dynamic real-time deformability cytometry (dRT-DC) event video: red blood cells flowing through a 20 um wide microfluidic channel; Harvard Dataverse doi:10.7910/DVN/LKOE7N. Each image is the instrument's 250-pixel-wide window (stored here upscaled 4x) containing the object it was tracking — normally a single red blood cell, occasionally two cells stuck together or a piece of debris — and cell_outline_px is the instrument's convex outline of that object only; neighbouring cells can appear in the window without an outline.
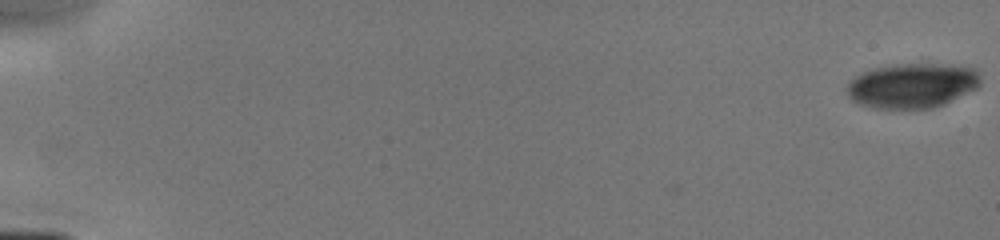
{"species": "human", "species_latin": "Homo sapiens", "temperature_condition": "cold", "stored_images_in_passage": 50, "camera_frame_rate_fps": 3000, "um_per_image_px": 0.085, "donor": {"sex": "male"}, "frame": {"image": 1, "passage_image": 1, "time_ms": 0.0, "image_size_px": [1000, 240], "cell_outline_px": [[980, 84], [976, 88], [944, 104], [932, 108], [876, 108], [860, 104], [852, 100], [848, 96], [848, 80], [872, 68], [896, 64], [968, 64], [976, 68], [980, 76]], "centroid_in_image_um": [77.58, 7.25], "position_along_channel_um": 7.4, "area_um2": 35.08}}
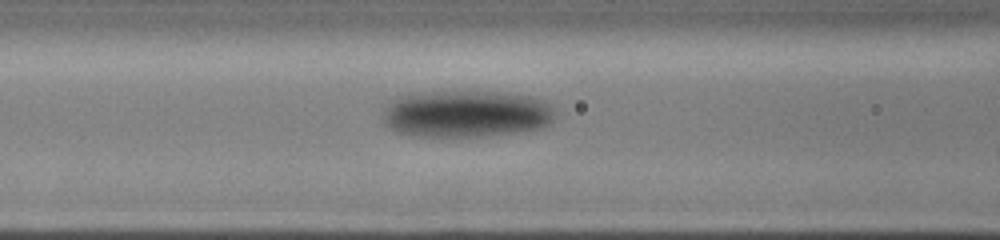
{"frame": {"image": 2, "passage_image": 23, "time_ms": 7.333, "image_size_px": [1000, 240], "cell_outline_px": [[556, 116], [548, 124], [540, 128], [520, 132], [476, 136], [420, 136], [396, 132], [388, 128], [384, 124], [384, 116], [388, 100], [396, 96], [408, 92], [460, 88], [508, 92], [532, 96], [544, 100], [552, 104], [556, 112]], "centroid_in_image_um": [39.61, 9.6], "position_along_channel_um": 127.0, "area_um2": 49.25}}
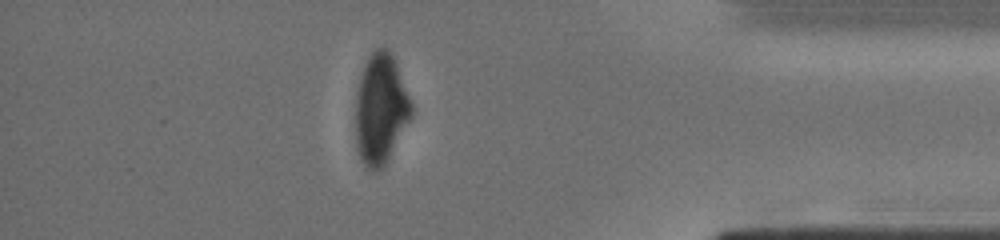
{"frame": {"image": 3, "passage_image": 44, "time_ms": 14.333, "image_size_px": [1000, 240], "cell_outline_px": [[412, 116], [388, 160], [376, 172], [372, 172], [364, 168], [356, 148], [356, 92], [364, 64], [368, 56], [376, 48], [388, 48], [396, 64], [412, 104]], "centroid_in_image_um": [32.33, 9.31], "position_along_channel_um": 402.9, "area_um2": 35.89}}